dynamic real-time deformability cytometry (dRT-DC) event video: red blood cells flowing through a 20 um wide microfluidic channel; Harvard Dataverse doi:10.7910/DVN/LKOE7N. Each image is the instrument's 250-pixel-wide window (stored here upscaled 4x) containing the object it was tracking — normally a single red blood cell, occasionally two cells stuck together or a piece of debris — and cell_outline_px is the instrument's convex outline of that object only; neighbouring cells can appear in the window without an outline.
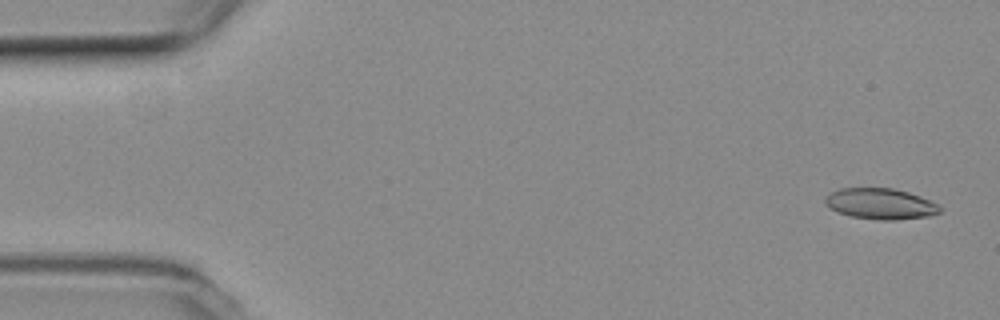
{"species": "common noctule bat (a hibernating species)", "species_latin": "Nyctalus noctula", "temperature_condition": "room temperature", "stored_images_in_passage": 16, "camera_frame_rate_fps": 3000, "um_per_image_px": 0.085, "animal": {"sex": "female", "body_mass_g": 19.3, "forearm_length_mm": 54.1}, "frame": {"image": 1, "passage_image": 1, "time_ms": 0.0, "image_size_px": [1000, 320], "cell_outline_px": [[940, 212], [932, 216], [896, 220], [880, 220], [852, 216], [836, 212], [828, 208], [824, 204], [824, 200], [832, 192], [840, 188], [892, 188], [908, 192], [920, 196], [936, 204], [940, 208]], "centroid_in_image_um": [74.82, 17.33], "position_along_channel_um": 10.2, "area_um2": 20.63}}
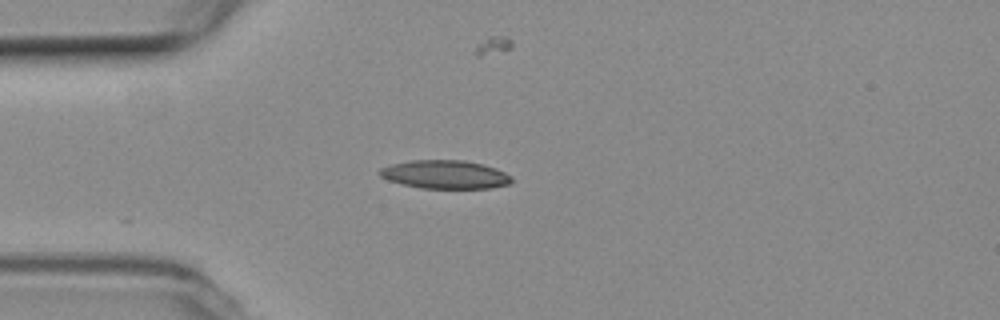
{"frame": {"image": 2, "passage_image": 13, "time_ms": 4.0, "image_size_px": [1000, 320], "cell_outline_px": [[512, 180], [508, 184], [492, 188], [420, 188], [400, 184], [388, 180], [380, 176], [376, 172], [380, 168], [392, 164], [412, 160], [464, 160], [484, 164], [496, 168], [512, 176]], "centroid_in_image_um": [37.81, 14.83], "position_along_channel_um": 47.2, "area_um2": 22.02}}